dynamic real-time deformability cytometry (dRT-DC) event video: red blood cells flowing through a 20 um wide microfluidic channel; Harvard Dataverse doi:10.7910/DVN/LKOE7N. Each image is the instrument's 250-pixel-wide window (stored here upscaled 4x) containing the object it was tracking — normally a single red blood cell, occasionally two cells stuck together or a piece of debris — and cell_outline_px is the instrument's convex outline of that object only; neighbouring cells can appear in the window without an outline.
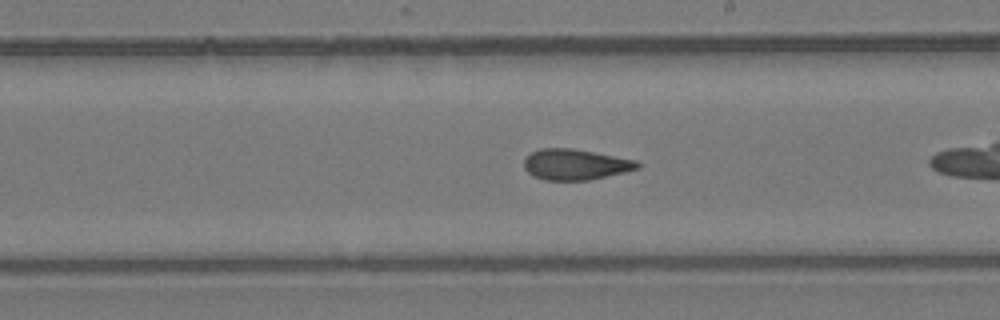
{"species": "common noctule bat (a hibernating species)", "species_latin": "Nyctalus noctula", "temperature_condition": "room temperature", "stored_images_in_passage": 31, "camera_frame_rate_fps": 3000, "um_per_image_px": 0.085, "animal": {"sex": "female", "body_mass_g": 24.6, "forearm_length_mm": 56.2}, "frame": {"image": 1, "passage_image": 15, "time_ms": 4.667, "image_size_px": [1000, 320], "cell_outline_px": [[640, 168], [624, 172], [588, 180], [544, 180], [532, 176], [524, 168], [524, 160], [532, 152], [540, 148], [572, 148], [636, 160], [640, 164]], "centroid_in_image_um": [48.89, 13.98], "position_along_channel_um": 240.1, "area_um2": 20.23}}
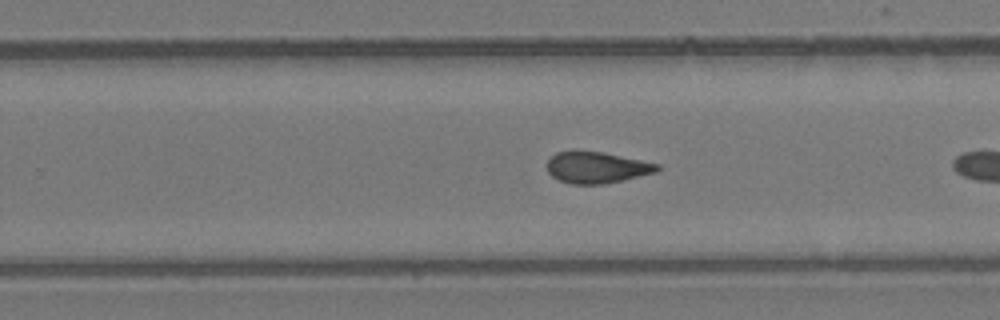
{"frame": {"image": 2, "passage_image": 18, "time_ms": 5.667, "image_size_px": [1000, 320], "cell_outline_px": [[660, 168], [656, 172], [624, 180], [604, 184], [572, 184], [560, 180], [552, 176], [548, 172], [548, 160], [556, 152], [572, 148], [576, 148], [604, 152], [660, 164]], "centroid_in_image_um": [50.7, 14.2], "position_along_channel_um": 279.1, "area_um2": 20.63}}
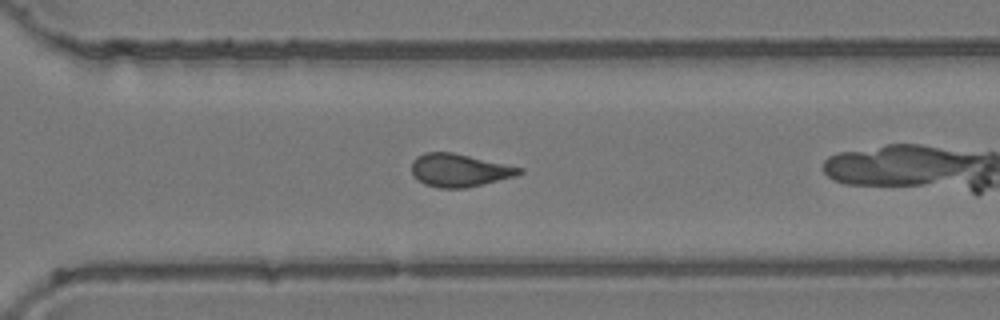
{"frame": {"image": 3, "passage_image": 22, "time_ms": 7.0, "image_size_px": [1000, 320], "cell_outline_px": [[524, 172], [512, 176], [468, 188], [440, 188], [424, 184], [412, 172], [412, 160], [416, 156], [424, 152], [452, 152], [524, 168]], "centroid_in_image_um": [39.03, 14.46], "position_along_channel_um": 331.6, "area_um2": 20.46}, "authors_computed_cell_mechanics": {"area_um2": 20.519, "velocity_mm_per_s": 3.9334, "shape_relaxation_time_tau1_ms": null, "shape_relaxation_time_tau2_ms": 3.1106, "deformation_change_tau1": null, "deformation_change_tau2": 0.0909}}